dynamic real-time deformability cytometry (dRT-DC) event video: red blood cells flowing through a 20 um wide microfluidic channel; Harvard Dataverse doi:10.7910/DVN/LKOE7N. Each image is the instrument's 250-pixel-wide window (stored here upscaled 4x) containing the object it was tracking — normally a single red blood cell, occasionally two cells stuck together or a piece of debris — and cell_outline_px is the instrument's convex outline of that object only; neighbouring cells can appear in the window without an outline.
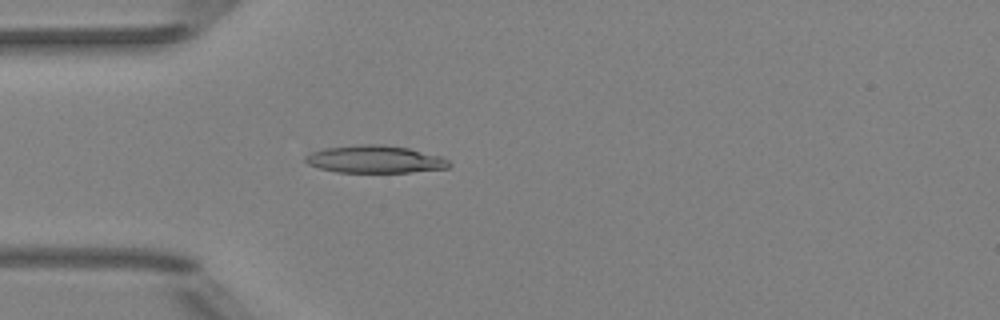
{"species": "Egyptian fruit bat (a non-hibernating species)", "species_latin": "Rousettus aegyptiacus", "temperature_condition": "room temperature", "stored_images_in_passage": 38, "camera_frame_rate_fps": 3000, "um_per_image_px": 0.085, "animal": {"sex": "female"}, "frame": {"image": 1, "passage_image": 1, "time_ms": 0.0, "image_size_px": [1000, 320], "cell_outline_px": [[452, 164], [448, 168], [412, 172], [336, 172], [320, 168], [308, 164], [304, 160], [304, 156], [312, 152], [324, 148], [360, 144], [384, 144], [408, 148], [440, 156], [448, 160]], "centroid_in_image_um": [31.87, 13.53], "position_along_channel_um": 53.1, "area_um2": 23.06}}
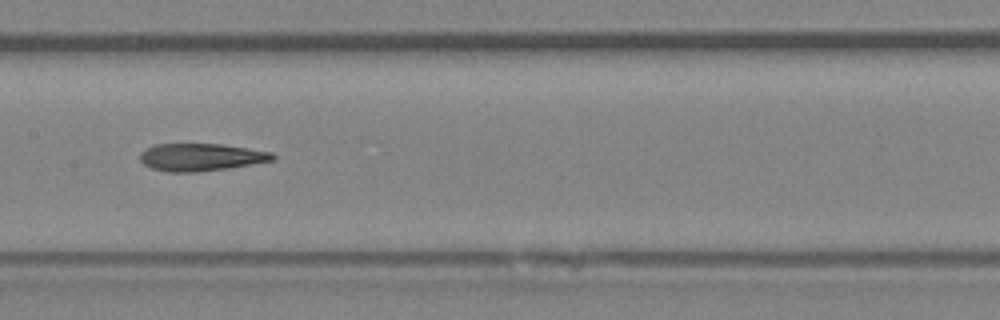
{"frame": {"image": 2, "passage_image": 12, "time_ms": 3.667, "image_size_px": [1000, 320], "cell_outline_px": [[276, 160], [228, 168], [196, 172], [168, 172], [152, 168], [144, 164], [140, 160], [140, 152], [144, 148], [156, 144], [220, 144], [248, 148], [272, 152], [276, 156]], "centroid_in_image_um": [17.08, 13.35], "position_along_channel_um": 190.3, "area_um2": 21.33}}
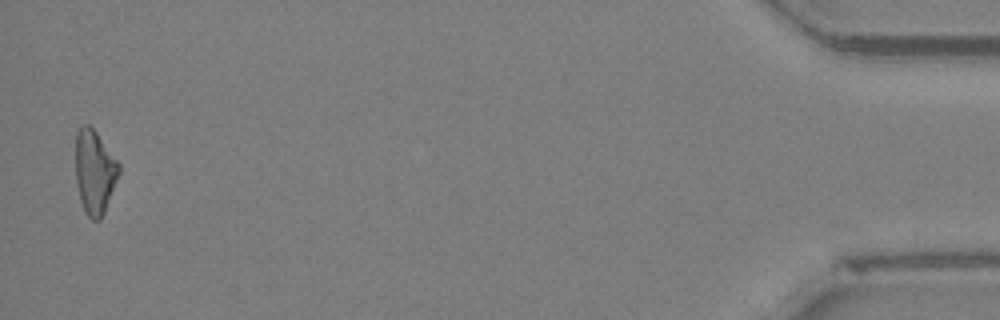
{"frame": {"image": 3, "passage_image": 37, "time_ms": 12.0, "image_size_px": [1000, 320], "cell_outline_px": [[120, 172], [104, 212], [100, 220], [92, 220], [88, 216], [80, 200], [76, 184], [76, 132], [84, 124], [88, 124], [96, 132], [120, 164]], "centroid_in_image_um": [8.04, 14.61], "position_along_channel_um": 427.2, "area_um2": 20.98}}